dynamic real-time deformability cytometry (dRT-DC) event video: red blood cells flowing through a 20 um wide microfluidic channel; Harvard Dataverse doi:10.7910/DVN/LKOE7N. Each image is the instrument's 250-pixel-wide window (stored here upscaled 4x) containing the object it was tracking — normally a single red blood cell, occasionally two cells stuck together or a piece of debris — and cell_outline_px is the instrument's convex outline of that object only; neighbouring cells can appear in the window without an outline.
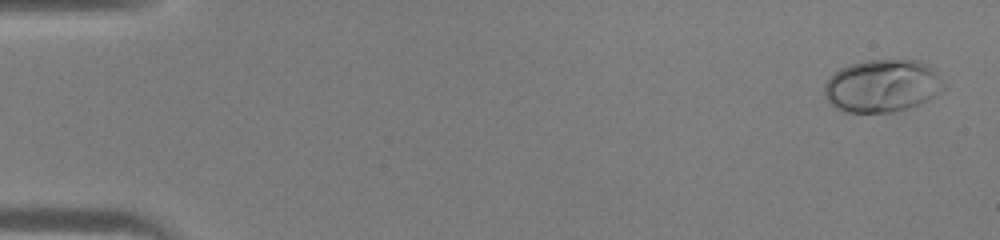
{"species": "human", "species_latin": "Homo sapiens", "temperature_condition": "warm", "stored_images_in_passage": 45, "camera_frame_rate_fps": 3000, "um_per_image_px": 0.085, "donor": {"sex": "male"}, "frame": {"image": 1, "passage_image": 2, "time_ms": 0.333, "image_size_px": [1000, 240], "cell_outline_px": [[948, 88], [928, 100], [908, 108], [892, 112], [844, 112], [836, 108], [824, 96], [824, 84], [840, 68], [852, 64], [868, 60], [920, 60], [928, 64], [932, 68]], "centroid_in_image_um": [75.02, 7.3], "position_along_channel_um": 10.0, "area_um2": 36.65}}
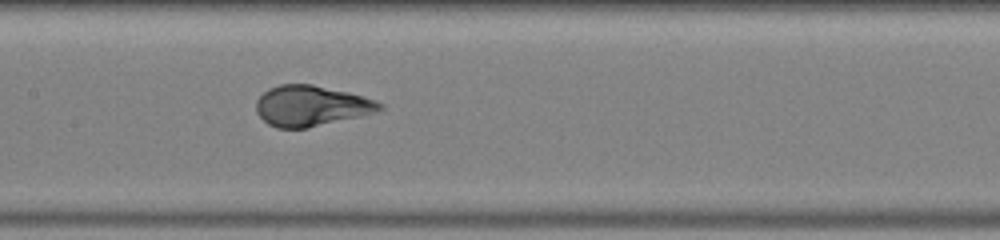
{"frame": {"image": 2, "passage_image": 23, "time_ms": 7.333, "image_size_px": [1000, 240], "cell_outline_px": [[384, 108], [376, 112], [360, 116], [308, 128], [276, 128], [268, 124], [256, 112], [256, 100], [268, 88], [280, 84], [312, 84], [348, 92], [376, 100], [384, 104]], "centroid_in_image_um": [26.44, 8.99], "position_along_channel_um": 181.0, "area_um2": 29.25}}
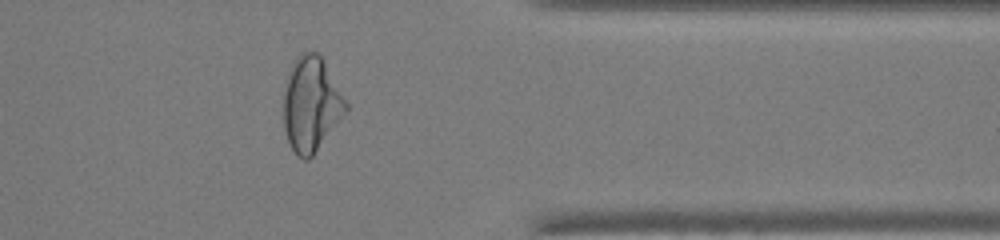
{"frame": {"image": 3, "passage_image": 37, "time_ms": 12.0, "image_size_px": [1000, 240], "cell_outline_px": [[348, 108], [312, 156], [308, 160], [304, 160], [296, 156], [288, 140], [284, 128], [284, 92], [288, 76], [292, 64], [296, 56], [300, 52], [316, 52], [320, 56], [348, 104]], "centroid_in_image_um": [26.42, 8.87], "position_along_channel_um": 385.0, "area_um2": 33.58}}